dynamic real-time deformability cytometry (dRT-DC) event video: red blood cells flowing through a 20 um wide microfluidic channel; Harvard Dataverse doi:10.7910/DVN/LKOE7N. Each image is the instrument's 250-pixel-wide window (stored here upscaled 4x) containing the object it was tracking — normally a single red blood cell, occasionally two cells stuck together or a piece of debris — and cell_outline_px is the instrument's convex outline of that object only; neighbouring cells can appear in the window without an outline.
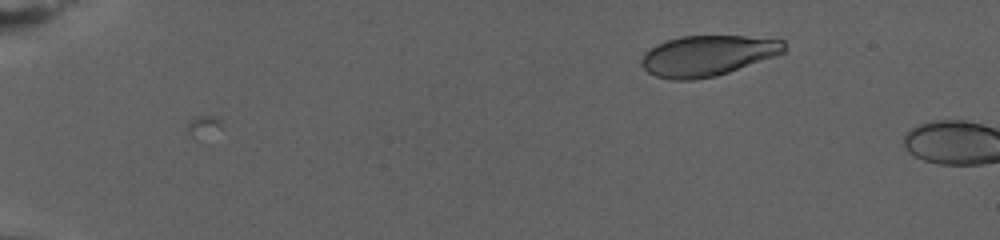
{"species": "human", "species_latin": "Homo sapiens", "temperature_condition": "warm", "stored_images_in_passage": 6, "camera_frame_rate_fps": 3000, "um_per_image_px": 0.085, "donor": {"sex": "female"}, "frame": {"image": 1, "passage_image": 1, "time_ms": 0.0, "image_size_px": [1000, 240], "cell_outline_px": [[788, 48], [784, 52], [728, 72], [716, 76], [692, 80], [672, 80], [656, 76], [648, 72], [640, 64], [640, 60], [644, 52], [648, 48], [664, 40], [680, 36], [744, 36], [784, 40]], "centroid_in_image_um": [60.08, 4.72], "position_along_channel_um": 24.9, "area_um2": 33.81}}